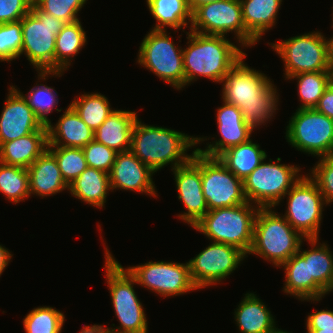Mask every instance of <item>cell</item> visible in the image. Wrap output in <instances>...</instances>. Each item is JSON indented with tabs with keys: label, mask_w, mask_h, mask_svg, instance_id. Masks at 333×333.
<instances>
[{
	"label": "cell",
	"mask_w": 333,
	"mask_h": 333,
	"mask_svg": "<svg viewBox=\"0 0 333 333\" xmlns=\"http://www.w3.org/2000/svg\"><path fill=\"white\" fill-rule=\"evenodd\" d=\"M243 59L224 76L222 99L238 107L246 125L255 130L275 115L279 95L270 78L247 66Z\"/></svg>",
	"instance_id": "obj_1"
},
{
	"label": "cell",
	"mask_w": 333,
	"mask_h": 333,
	"mask_svg": "<svg viewBox=\"0 0 333 333\" xmlns=\"http://www.w3.org/2000/svg\"><path fill=\"white\" fill-rule=\"evenodd\" d=\"M205 137H191L180 131L165 127L151 126L142 123L139 118L135 121L130 151L154 172L166 165L172 169L186 164L193 156L186 152L191 147L205 141Z\"/></svg>",
	"instance_id": "obj_2"
},
{
	"label": "cell",
	"mask_w": 333,
	"mask_h": 333,
	"mask_svg": "<svg viewBox=\"0 0 333 333\" xmlns=\"http://www.w3.org/2000/svg\"><path fill=\"white\" fill-rule=\"evenodd\" d=\"M188 47L183 50L185 85L198 77L221 83L224 76L247 54L227 37L186 32Z\"/></svg>",
	"instance_id": "obj_3"
},
{
	"label": "cell",
	"mask_w": 333,
	"mask_h": 333,
	"mask_svg": "<svg viewBox=\"0 0 333 333\" xmlns=\"http://www.w3.org/2000/svg\"><path fill=\"white\" fill-rule=\"evenodd\" d=\"M65 24L62 19L41 12L34 4L21 19V55L24 53L33 67L37 68L38 80L45 81L50 75L62 76L63 72H54V55L56 36Z\"/></svg>",
	"instance_id": "obj_4"
},
{
	"label": "cell",
	"mask_w": 333,
	"mask_h": 333,
	"mask_svg": "<svg viewBox=\"0 0 333 333\" xmlns=\"http://www.w3.org/2000/svg\"><path fill=\"white\" fill-rule=\"evenodd\" d=\"M272 209L259 208L257 211L253 244L248 254L258 255L280 268L289 258L298 253L303 240L307 242V239Z\"/></svg>",
	"instance_id": "obj_5"
},
{
	"label": "cell",
	"mask_w": 333,
	"mask_h": 333,
	"mask_svg": "<svg viewBox=\"0 0 333 333\" xmlns=\"http://www.w3.org/2000/svg\"><path fill=\"white\" fill-rule=\"evenodd\" d=\"M105 249V272L112 306L120 326L111 333H148V323L142 303L134 291L136 279L124 268L108 248Z\"/></svg>",
	"instance_id": "obj_6"
},
{
	"label": "cell",
	"mask_w": 333,
	"mask_h": 333,
	"mask_svg": "<svg viewBox=\"0 0 333 333\" xmlns=\"http://www.w3.org/2000/svg\"><path fill=\"white\" fill-rule=\"evenodd\" d=\"M258 206L248 201L232 207L208 211L192 228L212 242L238 247L246 255L253 244L254 221Z\"/></svg>",
	"instance_id": "obj_7"
},
{
	"label": "cell",
	"mask_w": 333,
	"mask_h": 333,
	"mask_svg": "<svg viewBox=\"0 0 333 333\" xmlns=\"http://www.w3.org/2000/svg\"><path fill=\"white\" fill-rule=\"evenodd\" d=\"M264 160L244 180L243 191L246 200L259 208H274L293 185L302 177L300 166Z\"/></svg>",
	"instance_id": "obj_8"
},
{
	"label": "cell",
	"mask_w": 333,
	"mask_h": 333,
	"mask_svg": "<svg viewBox=\"0 0 333 333\" xmlns=\"http://www.w3.org/2000/svg\"><path fill=\"white\" fill-rule=\"evenodd\" d=\"M165 30H152L142 40L137 63L177 90L185 87L183 49ZM181 48V49H180Z\"/></svg>",
	"instance_id": "obj_9"
},
{
	"label": "cell",
	"mask_w": 333,
	"mask_h": 333,
	"mask_svg": "<svg viewBox=\"0 0 333 333\" xmlns=\"http://www.w3.org/2000/svg\"><path fill=\"white\" fill-rule=\"evenodd\" d=\"M287 142L317 157L333 154V119L315 108L297 109L286 127Z\"/></svg>",
	"instance_id": "obj_10"
},
{
	"label": "cell",
	"mask_w": 333,
	"mask_h": 333,
	"mask_svg": "<svg viewBox=\"0 0 333 333\" xmlns=\"http://www.w3.org/2000/svg\"><path fill=\"white\" fill-rule=\"evenodd\" d=\"M286 195L288 203L283 217L305 239L319 238L326 202L316 182L308 174L302 175Z\"/></svg>",
	"instance_id": "obj_11"
},
{
	"label": "cell",
	"mask_w": 333,
	"mask_h": 333,
	"mask_svg": "<svg viewBox=\"0 0 333 333\" xmlns=\"http://www.w3.org/2000/svg\"><path fill=\"white\" fill-rule=\"evenodd\" d=\"M193 32L225 36L234 32L241 46L249 47L258 42L245 28L240 0H219L207 3L192 12Z\"/></svg>",
	"instance_id": "obj_12"
},
{
	"label": "cell",
	"mask_w": 333,
	"mask_h": 333,
	"mask_svg": "<svg viewBox=\"0 0 333 333\" xmlns=\"http://www.w3.org/2000/svg\"><path fill=\"white\" fill-rule=\"evenodd\" d=\"M284 62L286 78L304 72L330 71L327 40L321 32H309L271 43Z\"/></svg>",
	"instance_id": "obj_13"
},
{
	"label": "cell",
	"mask_w": 333,
	"mask_h": 333,
	"mask_svg": "<svg viewBox=\"0 0 333 333\" xmlns=\"http://www.w3.org/2000/svg\"><path fill=\"white\" fill-rule=\"evenodd\" d=\"M137 284L163 297L177 296L197 290L190 276L186 262L149 261L145 264L126 268Z\"/></svg>",
	"instance_id": "obj_14"
},
{
	"label": "cell",
	"mask_w": 333,
	"mask_h": 333,
	"mask_svg": "<svg viewBox=\"0 0 333 333\" xmlns=\"http://www.w3.org/2000/svg\"><path fill=\"white\" fill-rule=\"evenodd\" d=\"M248 255L230 244L212 242L188 261L190 276L198 288H206L226 279Z\"/></svg>",
	"instance_id": "obj_15"
},
{
	"label": "cell",
	"mask_w": 333,
	"mask_h": 333,
	"mask_svg": "<svg viewBox=\"0 0 333 333\" xmlns=\"http://www.w3.org/2000/svg\"><path fill=\"white\" fill-rule=\"evenodd\" d=\"M201 180L209 211L247 202L243 181L228 170L218 158L201 154Z\"/></svg>",
	"instance_id": "obj_16"
},
{
	"label": "cell",
	"mask_w": 333,
	"mask_h": 333,
	"mask_svg": "<svg viewBox=\"0 0 333 333\" xmlns=\"http://www.w3.org/2000/svg\"><path fill=\"white\" fill-rule=\"evenodd\" d=\"M171 171L174 174L178 199L187 210L177 217L193 227L209 211L202 191L201 154L196 150L186 164Z\"/></svg>",
	"instance_id": "obj_17"
},
{
	"label": "cell",
	"mask_w": 333,
	"mask_h": 333,
	"mask_svg": "<svg viewBox=\"0 0 333 333\" xmlns=\"http://www.w3.org/2000/svg\"><path fill=\"white\" fill-rule=\"evenodd\" d=\"M8 93L0 114V146L36 132L43 126L20 90L10 86Z\"/></svg>",
	"instance_id": "obj_18"
},
{
	"label": "cell",
	"mask_w": 333,
	"mask_h": 333,
	"mask_svg": "<svg viewBox=\"0 0 333 333\" xmlns=\"http://www.w3.org/2000/svg\"><path fill=\"white\" fill-rule=\"evenodd\" d=\"M154 173L129 150L117 153L113 167L108 174L112 190L120 188L157 197L152 179Z\"/></svg>",
	"instance_id": "obj_19"
},
{
	"label": "cell",
	"mask_w": 333,
	"mask_h": 333,
	"mask_svg": "<svg viewBox=\"0 0 333 333\" xmlns=\"http://www.w3.org/2000/svg\"><path fill=\"white\" fill-rule=\"evenodd\" d=\"M223 106L217 109L216 119L221 138L212 144H207L206 149L196 150L207 157L217 158L225 150L247 142L253 130L244 122L243 115L238 107L223 101Z\"/></svg>",
	"instance_id": "obj_20"
},
{
	"label": "cell",
	"mask_w": 333,
	"mask_h": 333,
	"mask_svg": "<svg viewBox=\"0 0 333 333\" xmlns=\"http://www.w3.org/2000/svg\"><path fill=\"white\" fill-rule=\"evenodd\" d=\"M48 147L84 148L94 140L95 132L80 118L69 104L55 126L47 125Z\"/></svg>",
	"instance_id": "obj_21"
},
{
	"label": "cell",
	"mask_w": 333,
	"mask_h": 333,
	"mask_svg": "<svg viewBox=\"0 0 333 333\" xmlns=\"http://www.w3.org/2000/svg\"><path fill=\"white\" fill-rule=\"evenodd\" d=\"M48 149V130L43 125L36 132L3 143L0 146V162L6 165L29 168Z\"/></svg>",
	"instance_id": "obj_22"
},
{
	"label": "cell",
	"mask_w": 333,
	"mask_h": 333,
	"mask_svg": "<svg viewBox=\"0 0 333 333\" xmlns=\"http://www.w3.org/2000/svg\"><path fill=\"white\" fill-rule=\"evenodd\" d=\"M30 196L47 197L69 188L62 177L55 157L46 150L27 168Z\"/></svg>",
	"instance_id": "obj_23"
},
{
	"label": "cell",
	"mask_w": 333,
	"mask_h": 333,
	"mask_svg": "<svg viewBox=\"0 0 333 333\" xmlns=\"http://www.w3.org/2000/svg\"><path fill=\"white\" fill-rule=\"evenodd\" d=\"M134 111L114 110L94 134V140L117 153L131 149L132 131L138 116Z\"/></svg>",
	"instance_id": "obj_24"
},
{
	"label": "cell",
	"mask_w": 333,
	"mask_h": 333,
	"mask_svg": "<svg viewBox=\"0 0 333 333\" xmlns=\"http://www.w3.org/2000/svg\"><path fill=\"white\" fill-rule=\"evenodd\" d=\"M307 240L312 246L308 250V269L309 278H313V300H318L333 291V254L318 238Z\"/></svg>",
	"instance_id": "obj_25"
},
{
	"label": "cell",
	"mask_w": 333,
	"mask_h": 333,
	"mask_svg": "<svg viewBox=\"0 0 333 333\" xmlns=\"http://www.w3.org/2000/svg\"><path fill=\"white\" fill-rule=\"evenodd\" d=\"M241 333H268L276 327L275 318L254 293H246L234 312Z\"/></svg>",
	"instance_id": "obj_26"
},
{
	"label": "cell",
	"mask_w": 333,
	"mask_h": 333,
	"mask_svg": "<svg viewBox=\"0 0 333 333\" xmlns=\"http://www.w3.org/2000/svg\"><path fill=\"white\" fill-rule=\"evenodd\" d=\"M112 190L109 174L105 171L87 167L72 183L69 184L68 191L74 197L96 206L105 207L108 192Z\"/></svg>",
	"instance_id": "obj_27"
},
{
	"label": "cell",
	"mask_w": 333,
	"mask_h": 333,
	"mask_svg": "<svg viewBox=\"0 0 333 333\" xmlns=\"http://www.w3.org/2000/svg\"><path fill=\"white\" fill-rule=\"evenodd\" d=\"M294 254L280 267L285 269V286L282 291L297 297L301 301H320L313 300V278H309L308 269V250Z\"/></svg>",
	"instance_id": "obj_28"
},
{
	"label": "cell",
	"mask_w": 333,
	"mask_h": 333,
	"mask_svg": "<svg viewBox=\"0 0 333 333\" xmlns=\"http://www.w3.org/2000/svg\"><path fill=\"white\" fill-rule=\"evenodd\" d=\"M246 30L259 41L277 20L282 0H240Z\"/></svg>",
	"instance_id": "obj_29"
},
{
	"label": "cell",
	"mask_w": 333,
	"mask_h": 333,
	"mask_svg": "<svg viewBox=\"0 0 333 333\" xmlns=\"http://www.w3.org/2000/svg\"><path fill=\"white\" fill-rule=\"evenodd\" d=\"M217 158L243 181L263 160H266L267 154L265 150L260 149L259 144L249 139L245 143L225 150Z\"/></svg>",
	"instance_id": "obj_30"
},
{
	"label": "cell",
	"mask_w": 333,
	"mask_h": 333,
	"mask_svg": "<svg viewBox=\"0 0 333 333\" xmlns=\"http://www.w3.org/2000/svg\"><path fill=\"white\" fill-rule=\"evenodd\" d=\"M86 33L81 21L66 23L56 36L54 72H64L71 65L72 58L85 46Z\"/></svg>",
	"instance_id": "obj_31"
},
{
	"label": "cell",
	"mask_w": 333,
	"mask_h": 333,
	"mask_svg": "<svg viewBox=\"0 0 333 333\" xmlns=\"http://www.w3.org/2000/svg\"><path fill=\"white\" fill-rule=\"evenodd\" d=\"M151 15L156 19L152 30L188 28L191 25L192 12L186 0H146ZM188 20V21H187Z\"/></svg>",
	"instance_id": "obj_32"
},
{
	"label": "cell",
	"mask_w": 333,
	"mask_h": 333,
	"mask_svg": "<svg viewBox=\"0 0 333 333\" xmlns=\"http://www.w3.org/2000/svg\"><path fill=\"white\" fill-rule=\"evenodd\" d=\"M298 80V95L302 104L297 109L315 108L319 99L333 81V75L330 71L304 72L290 76L287 79Z\"/></svg>",
	"instance_id": "obj_33"
},
{
	"label": "cell",
	"mask_w": 333,
	"mask_h": 333,
	"mask_svg": "<svg viewBox=\"0 0 333 333\" xmlns=\"http://www.w3.org/2000/svg\"><path fill=\"white\" fill-rule=\"evenodd\" d=\"M70 105L94 132L114 111L110 107L108 98L101 93H84L79 98L72 100Z\"/></svg>",
	"instance_id": "obj_34"
},
{
	"label": "cell",
	"mask_w": 333,
	"mask_h": 333,
	"mask_svg": "<svg viewBox=\"0 0 333 333\" xmlns=\"http://www.w3.org/2000/svg\"><path fill=\"white\" fill-rule=\"evenodd\" d=\"M0 192L15 204L30 196L27 168L0 162Z\"/></svg>",
	"instance_id": "obj_35"
},
{
	"label": "cell",
	"mask_w": 333,
	"mask_h": 333,
	"mask_svg": "<svg viewBox=\"0 0 333 333\" xmlns=\"http://www.w3.org/2000/svg\"><path fill=\"white\" fill-rule=\"evenodd\" d=\"M65 315L50 306L31 310L23 320L26 333H61Z\"/></svg>",
	"instance_id": "obj_36"
},
{
	"label": "cell",
	"mask_w": 333,
	"mask_h": 333,
	"mask_svg": "<svg viewBox=\"0 0 333 333\" xmlns=\"http://www.w3.org/2000/svg\"><path fill=\"white\" fill-rule=\"evenodd\" d=\"M47 150L55 157L68 185L88 167L82 148L48 147Z\"/></svg>",
	"instance_id": "obj_37"
},
{
	"label": "cell",
	"mask_w": 333,
	"mask_h": 333,
	"mask_svg": "<svg viewBox=\"0 0 333 333\" xmlns=\"http://www.w3.org/2000/svg\"><path fill=\"white\" fill-rule=\"evenodd\" d=\"M20 93L27 100L28 105L43 125L47 126L51 123L47 115L58 105V95L54 88L43 84H36L30 89L29 94L27 93L28 96L22 92Z\"/></svg>",
	"instance_id": "obj_38"
},
{
	"label": "cell",
	"mask_w": 333,
	"mask_h": 333,
	"mask_svg": "<svg viewBox=\"0 0 333 333\" xmlns=\"http://www.w3.org/2000/svg\"><path fill=\"white\" fill-rule=\"evenodd\" d=\"M22 48L21 20L0 24V61L19 59Z\"/></svg>",
	"instance_id": "obj_39"
},
{
	"label": "cell",
	"mask_w": 333,
	"mask_h": 333,
	"mask_svg": "<svg viewBox=\"0 0 333 333\" xmlns=\"http://www.w3.org/2000/svg\"><path fill=\"white\" fill-rule=\"evenodd\" d=\"M87 0H33V4L43 13L53 15L66 23L79 20L78 12Z\"/></svg>",
	"instance_id": "obj_40"
},
{
	"label": "cell",
	"mask_w": 333,
	"mask_h": 333,
	"mask_svg": "<svg viewBox=\"0 0 333 333\" xmlns=\"http://www.w3.org/2000/svg\"><path fill=\"white\" fill-rule=\"evenodd\" d=\"M310 172L309 176L318 185L326 205L333 202V154L319 158Z\"/></svg>",
	"instance_id": "obj_41"
},
{
	"label": "cell",
	"mask_w": 333,
	"mask_h": 333,
	"mask_svg": "<svg viewBox=\"0 0 333 333\" xmlns=\"http://www.w3.org/2000/svg\"><path fill=\"white\" fill-rule=\"evenodd\" d=\"M83 153L88 167L96 168L107 173L116 159L117 152L104 144L93 140L83 148Z\"/></svg>",
	"instance_id": "obj_42"
},
{
	"label": "cell",
	"mask_w": 333,
	"mask_h": 333,
	"mask_svg": "<svg viewBox=\"0 0 333 333\" xmlns=\"http://www.w3.org/2000/svg\"><path fill=\"white\" fill-rule=\"evenodd\" d=\"M32 4L33 0H0V24L20 21Z\"/></svg>",
	"instance_id": "obj_43"
},
{
	"label": "cell",
	"mask_w": 333,
	"mask_h": 333,
	"mask_svg": "<svg viewBox=\"0 0 333 333\" xmlns=\"http://www.w3.org/2000/svg\"><path fill=\"white\" fill-rule=\"evenodd\" d=\"M306 329L333 330V311L320 310L308 315Z\"/></svg>",
	"instance_id": "obj_44"
},
{
	"label": "cell",
	"mask_w": 333,
	"mask_h": 333,
	"mask_svg": "<svg viewBox=\"0 0 333 333\" xmlns=\"http://www.w3.org/2000/svg\"><path fill=\"white\" fill-rule=\"evenodd\" d=\"M315 109L330 119H333V81L319 99Z\"/></svg>",
	"instance_id": "obj_45"
},
{
	"label": "cell",
	"mask_w": 333,
	"mask_h": 333,
	"mask_svg": "<svg viewBox=\"0 0 333 333\" xmlns=\"http://www.w3.org/2000/svg\"><path fill=\"white\" fill-rule=\"evenodd\" d=\"M11 252L8 251L7 248H5V246L0 245V276L2 275L4 269L8 266V264L10 263V260L12 258V254H10Z\"/></svg>",
	"instance_id": "obj_46"
},
{
	"label": "cell",
	"mask_w": 333,
	"mask_h": 333,
	"mask_svg": "<svg viewBox=\"0 0 333 333\" xmlns=\"http://www.w3.org/2000/svg\"><path fill=\"white\" fill-rule=\"evenodd\" d=\"M82 330L79 333H111L108 327L103 325L94 324L92 326H83Z\"/></svg>",
	"instance_id": "obj_47"
},
{
	"label": "cell",
	"mask_w": 333,
	"mask_h": 333,
	"mask_svg": "<svg viewBox=\"0 0 333 333\" xmlns=\"http://www.w3.org/2000/svg\"><path fill=\"white\" fill-rule=\"evenodd\" d=\"M330 38L327 39L328 66L333 75V36Z\"/></svg>",
	"instance_id": "obj_48"
},
{
	"label": "cell",
	"mask_w": 333,
	"mask_h": 333,
	"mask_svg": "<svg viewBox=\"0 0 333 333\" xmlns=\"http://www.w3.org/2000/svg\"><path fill=\"white\" fill-rule=\"evenodd\" d=\"M219 0H186L191 12H193L196 8L200 7L201 5L212 3Z\"/></svg>",
	"instance_id": "obj_49"
},
{
	"label": "cell",
	"mask_w": 333,
	"mask_h": 333,
	"mask_svg": "<svg viewBox=\"0 0 333 333\" xmlns=\"http://www.w3.org/2000/svg\"><path fill=\"white\" fill-rule=\"evenodd\" d=\"M306 333H333V330L307 329Z\"/></svg>",
	"instance_id": "obj_50"
},
{
	"label": "cell",
	"mask_w": 333,
	"mask_h": 333,
	"mask_svg": "<svg viewBox=\"0 0 333 333\" xmlns=\"http://www.w3.org/2000/svg\"><path fill=\"white\" fill-rule=\"evenodd\" d=\"M268 333H289V332L280 330V329L275 327L272 330H270Z\"/></svg>",
	"instance_id": "obj_51"
}]
</instances>
